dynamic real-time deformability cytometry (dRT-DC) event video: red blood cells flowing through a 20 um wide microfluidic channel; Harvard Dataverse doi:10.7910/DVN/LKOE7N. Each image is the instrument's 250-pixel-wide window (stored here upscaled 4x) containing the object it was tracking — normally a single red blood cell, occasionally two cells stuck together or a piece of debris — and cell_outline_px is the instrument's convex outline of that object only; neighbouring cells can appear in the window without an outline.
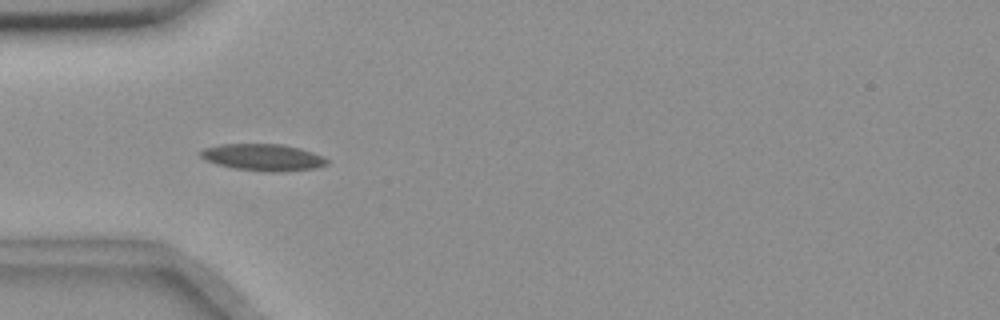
{"species": "common noctule bat (a hibernating species)", "species_latin": "Nyctalus noctula", "temperature_condition": "room temperature", "stored_images_in_passage": 40, "camera_frame_rate_fps": 3000, "um_per_image_px": 0.085, "animal": {"sex": "female", "body_mass_g": 18.4}, "frame": {"image": 1, "passage_image": 1, "time_ms": 0.0, "image_size_px": [1000, 320], "cell_outline_px": [[328, 164], [316, 168], [284, 172], [264, 172], [232, 168], [216, 164], [204, 160], [200, 156], [200, 152], [204, 148], [220, 144], [280, 144], [300, 148], [312, 152], [328, 160]], "centroid_in_image_um": [22.33, 13.38], "position_along_channel_um": 62.7, "area_um2": 19.88}}
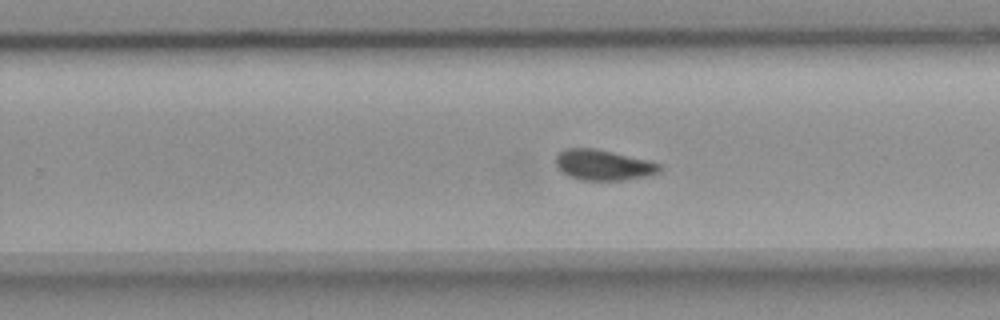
{"frame": {"image": 2, "passage_image": 19, "time_ms": 6.0, "image_size_px": [1000, 320], "cell_outline_px": [[664, 168], [660, 172], [652, 176], [624, 180], [584, 180], [568, 176], [556, 164], [556, 156], [564, 148], [596, 148], [648, 160], [660, 164]], "centroid_in_image_um": [51.35, 14.03], "position_along_channel_um": 278.4, "area_um2": 18.61}}
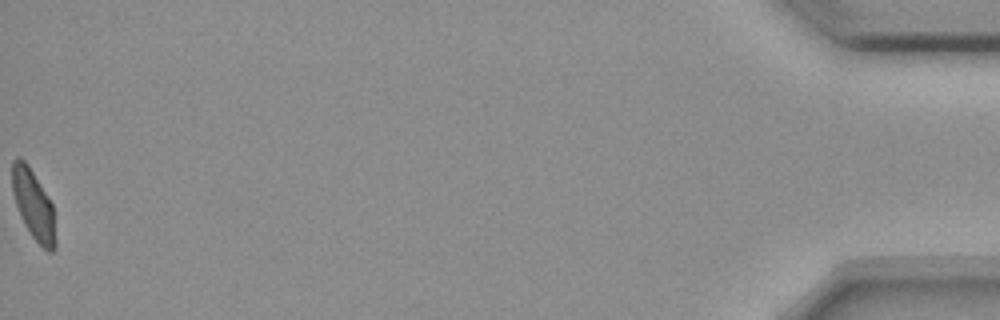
{"frame": {"image": 3, "passage_image": 40, "time_ms": 13.0, "image_size_px": [1000, 320], "cell_outline_px": [[56, 248], [52, 252], [48, 252], [32, 236], [24, 224], [20, 216], [12, 192], [12, 160], [16, 156], [24, 160], [28, 164], [52, 204], [56, 240]], "centroid_in_image_um": [2.83, 17.4], "position_along_channel_um": 432.4, "area_um2": 17.46}, "authors_computed_cell_mechanics": {"area_um2": 18.4382, "velocity_mm_per_s": 3.6332, "shape_relaxation_time_tau1_ms": 4.3826, "shape_relaxation_time_tau2_ms": 1.5287, "deformation_change_tau1": 0.1343, "deformation_change_tau2": 0.0762}}